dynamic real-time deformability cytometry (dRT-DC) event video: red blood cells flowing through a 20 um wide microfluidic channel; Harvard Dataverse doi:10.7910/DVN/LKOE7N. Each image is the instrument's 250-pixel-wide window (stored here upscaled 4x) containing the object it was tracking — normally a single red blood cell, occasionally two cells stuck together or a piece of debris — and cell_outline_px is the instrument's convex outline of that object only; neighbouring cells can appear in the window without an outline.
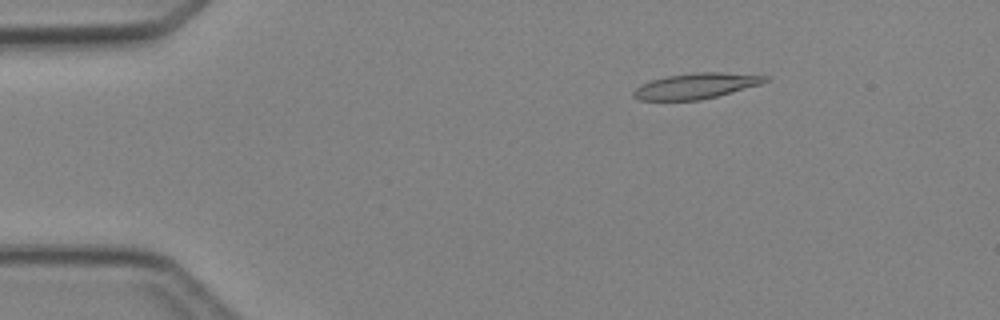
{"species": "Egyptian fruit bat (a non-hibernating species)", "species_latin": "Rousettus aegyptiacus", "temperature_condition": "cold", "stored_images_in_passage": 3, "camera_frame_rate_fps": 3000, "um_per_image_px": 0.085, "animal": {"sex": "female"}, "frame": {"image": 1, "passage_image": 2, "time_ms": 1.0, "image_size_px": [1000, 320], "cell_outline_px": [[768, 80], [760, 84], [716, 96], [700, 100], [640, 100], [632, 96], [632, 92], [640, 84], [652, 80], [668, 76], [696, 72], [720, 72], [768, 76]], "centroid_in_image_um": [59.11, 7.3], "position_along_channel_um": 25.9, "area_um2": 19.36}}